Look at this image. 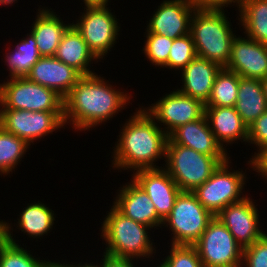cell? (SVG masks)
Returning a JSON list of instances; mask_svg holds the SVG:
<instances>
[{
	"label": "cell",
	"instance_id": "obj_17",
	"mask_svg": "<svg viewBox=\"0 0 267 267\" xmlns=\"http://www.w3.org/2000/svg\"><path fill=\"white\" fill-rule=\"evenodd\" d=\"M82 75L55 56H42L33 66L27 78L54 90L64 98Z\"/></svg>",
	"mask_w": 267,
	"mask_h": 267
},
{
	"label": "cell",
	"instance_id": "obj_5",
	"mask_svg": "<svg viewBox=\"0 0 267 267\" xmlns=\"http://www.w3.org/2000/svg\"><path fill=\"white\" fill-rule=\"evenodd\" d=\"M165 159L166 170L180 190L192 192L204 184L218 166L229 158L201 154L191 148L173 144L168 139Z\"/></svg>",
	"mask_w": 267,
	"mask_h": 267
},
{
	"label": "cell",
	"instance_id": "obj_2",
	"mask_svg": "<svg viewBox=\"0 0 267 267\" xmlns=\"http://www.w3.org/2000/svg\"><path fill=\"white\" fill-rule=\"evenodd\" d=\"M122 130L114 150V167L156 168L153 162L162 155L166 157L168 134L156 125L146 110H138Z\"/></svg>",
	"mask_w": 267,
	"mask_h": 267
},
{
	"label": "cell",
	"instance_id": "obj_31",
	"mask_svg": "<svg viewBox=\"0 0 267 267\" xmlns=\"http://www.w3.org/2000/svg\"><path fill=\"white\" fill-rule=\"evenodd\" d=\"M197 56L191 34L173 40L168 57V67L184 69Z\"/></svg>",
	"mask_w": 267,
	"mask_h": 267
},
{
	"label": "cell",
	"instance_id": "obj_15",
	"mask_svg": "<svg viewBox=\"0 0 267 267\" xmlns=\"http://www.w3.org/2000/svg\"><path fill=\"white\" fill-rule=\"evenodd\" d=\"M133 180L147 193L158 216L164 220L171 213L175 199L181 192L167 170L165 168L137 170Z\"/></svg>",
	"mask_w": 267,
	"mask_h": 267
},
{
	"label": "cell",
	"instance_id": "obj_16",
	"mask_svg": "<svg viewBox=\"0 0 267 267\" xmlns=\"http://www.w3.org/2000/svg\"><path fill=\"white\" fill-rule=\"evenodd\" d=\"M225 68L240 77L264 79L267 76V45L248 37L234 38Z\"/></svg>",
	"mask_w": 267,
	"mask_h": 267
},
{
	"label": "cell",
	"instance_id": "obj_24",
	"mask_svg": "<svg viewBox=\"0 0 267 267\" xmlns=\"http://www.w3.org/2000/svg\"><path fill=\"white\" fill-rule=\"evenodd\" d=\"M234 107L247 127L267 111L262 81L239 76L238 96Z\"/></svg>",
	"mask_w": 267,
	"mask_h": 267
},
{
	"label": "cell",
	"instance_id": "obj_20",
	"mask_svg": "<svg viewBox=\"0 0 267 267\" xmlns=\"http://www.w3.org/2000/svg\"><path fill=\"white\" fill-rule=\"evenodd\" d=\"M220 70L218 64L196 56L183 69L184 88L178 91L205 104L211 94L216 74Z\"/></svg>",
	"mask_w": 267,
	"mask_h": 267
},
{
	"label": "cell",
	"instance_id": "obj_8",
	"mask_svg": "<svg viewBox=\"0 0 267 267\" xmlns=\"http://www.w3.org/2000/svg\"><path fill=\"white\" fill-rule=\"evenodd\" d=\"M193 246L204 267H242L244 264L243 248L216 216Z\"/></svg>",
	"mask_w": 267,
	"mask_h": 267
},
{
	"label": "cell",
	"instance_id": "obj_38",
	"mask_svg": "<svg viewBox=\"0 0 267 267\" xmlns=\"http://www.w3.org/2000/svg\"><path fill=\"white\" fill-rule=\"evenodd\" d=\"M253 165L254 170H258L256 172L261 173L267 179V148L262 151L253 161H250Z\"/></svg>",
	"mask_w": 267,
	"mask_h": 267
},
{
	"label": "cell",
	"instance_id": "obj_42",
	"mask_svg": "<svg viewBox=\"0 0 267 267\" xmlns=\"http://www.w3.org/2000/svg\"><path fill=\"white\" fill-rule=\"evenodd\" d=\"M70 267H75V265H69ZM76 267H98L97 265L95 266V265H91V264H85V265H77ZM100 267H102V265L100 266Z\"/></svg>",
	"mask_w": 267,
	"mask_h": 267
},
{
	"label": "cell",
	"instance_id": "obj_25",
	"mask_svg": "<svg viewBox=\"0 0 267 267\" xmlns=\"http://www.w3.org/2000/svg\"><path fill=\"white\" fill-rule=\"evenodd\" d=\"M239 10L247 37L267 45V0H244Z\"/></svg>",
	"mask_w": 267,
	"mask_h": 267
},
{
	"label": "cell",
	"instance_id": "obj_6",
	"mask_svg": "<svg viewBox=\"0 0 267 267\" xmlns=\"http://www.w3.org/2000/svg\"><path fill=\"white\" fill-rule=\"evenodd\" d=\"M0 107L26 111L63 112V98L54 90L30 81L11 78L0 84Z\"/></svg>",
	"mask_w": 267,
	"mask_h": 267
},
{
	"label": "cell",
	"instance_id": "obj_39",
	"mask_svg": "<svg viewBox=\"0 0 267 267\" xmlns=\"http://www.w3.org/2000/svg\"><path fill=\"white\" fill-rule=\"evenodd\" d=\"M108 0H84L86 7H106Z\"/></svg>",
	"mask_w": 267,
	"mask_h": 267
},
{
	"label": "cell",
	"instance_id": "obj_19",
	"mask_svg": "<svg viewBox=\"0 0 267 267\" xmlns=\"http://www.w3.org/2000/svg\"><path fill=\"white\" fill-rule=\"evenodd\" d=\"M173 144L191 148L201 154L227 156L214 136L205 115L193 122L180 125L168 135Z\"/></svg>",
	"mask_w": 267,
	"mask_h": 267
},
{
	"label": "cell",
	"instance_id": "obj_3",
	"mask_svg": "<svg viewBox=\"0 0 267 267\" xmlns=\"http://www.w3.org/2000/svg\"><path fill=\"white\" fill-rule=\"evenodd\" d=\"M190 23V34L196 54L225 68L230 58L234 36L222 10L196 9Z\"/></svg>",
	"mask_w": 267,
	"mask_h": 267
},
{
	"label": "cell",
	"instance_id": "obj_36",
	"mask_svg": "<svg viewBox=\"0 0 267 267\" xmlns=\"http://www.w3.org/2000/svg\"><path fill=\"white\" fill-rule=\"evenodd\" d=\"M238 3L239 8L242 6L244 0H192L193 5L199 10H222L225 4Z\"/></svg>",
	"mask_w": 267,
	"mask_h": 267
},
{
	"label": "cell",
	"instance_id": "obj_35",
	"mask_svg": "<svg viewBox=\"0 0 267 267\" xmlns=\"http://www.w3.org/2000/svg\"><path fill=\"white\" fill-rule=\"evenodd\" d=\"M253 142L256 146H259L260 152L257 153L252 161L267 148V111H265L259 118H257L248 127V141Z\"/></svg>",
	"mask_w": 267,
	"mask_h": 267
},
{
	"label": "cell",
	"instance_id": "obj_43",
	"mask_svg": "<svg viewBox=\"0 0 267 267\" xmlns=\"http://www.w3.org/2000/svg\"><path fill=\"white\" fill-rule=\"evenodd\" d=\"M17 0H0V4H12L13 2H15Z\"/></svg>",
	"mask_w": 267,
	"mask_h": 267
},
{
	"label": "cell",
	"instance_id": "obj_33",
	"mask_svg": "<svg viewBox=\"0 0 267 267\" xmlns=\"http://www.w3.org/2000/svg\"><path fill=\"white\" fill-rule=\"evenodd\" d=\"M158 267H204L193 245H172L170 255Z\"/></svg>",
	"mask_w": 267,
	"mask_h": 267
},
{
	"label": "cell",
	"instance_id": "obj_7",
	"mask_svg": "<svg viewBox=\"0 0 267 267\" xmlns=\"http://www.w3.org/2000/svg\"><path fill=\"white\" fill-rule=\"evenodd\" d=\"M214 217L192 192L181 191L163 224L174 233L172 245H193Z\"/></svg>",
	"mask_w": 267,
	"mask_h": 267
},
{
	"label": "cell",
	"instance_id": "obj_9",
	"mask_svg": "<svg viewBox=\"0 0 267 267\" xmlns=\"http://www.w3.org/2000/svg\"><path fill=\"white\" fill-rule=\"evenodd\" d=\"M228 163L229 160L221 163L204 184L192 191L197 200L213 216L229 204L243 199L240 193L246 177L240 171H228Z\"/></svg>",
	"mask_w": 267,
	"mask_h": 267
},
{
	"label": "cell",
	"instance_id": "obj_32",
	"mask_svg": "<svg viewBox=\"0 0 267 267\" xmlns=\"http://www.w3.org/2000/svg\"><path fill=\"white\" fill-rule=\"evenodd\" d=\"M173 39L170 37L147 33V41L144 47V53L152 64L158 66H168V57Z\"/></svg>",
	"mask_w": 267,
	"mask_h": 267
},
{
	"label": "cell",
	"instance_id": "obj_13",
	"mask_svg": "<svg viewBox=\"0 0 267 267\" xmlns=\"http://www.w3.org/2000/svg\"><path fill=\"white\" fill-rule=\"evenodd\" d=\"M253 201L245 197L229 204L216 217L226 226L236 242L244 249L259 240L265 233L257 226L259 214Z\"/></svg>",
	"mask_w": 267,
	"mask_h": 267
},
{
	"label": "cell",
	"instance_id": "obj_37",
	"mask_svg": "<svg viewBox=\"0 0 267 267\" xmlns=\"http://www.w3.org/2000/svg\"><path fill=\"white\" fill-rule=\"evenodd\" d=\"M102 267H134L132 259L117 258L104 254Z\"/></svg>",
	"mask_w": 267,
	"mask_h": 267
},
{
	"label": "cell",
	"instance_id": "obj_27",
	"mask_svg": "<svg viewBox=\"0 0 267 267\" xmlns=\"http://www.w3.org/2000/svg\"><path fill=\"white\" fill-rule=\"evenodd\" d=\"M239 75L221 68L216 74L213 88L205 107H234L237 101Z\"/></svg>",
	"mask_w": 267,
	"mask_h": 267
},
{
	"label": "cell",
	"instance_id": "obj_40",
	"mask_svg": "<svg viewBox=\"0 0 267 267\" xmlns=\"http://www.w3.org/2000/svg\"><path fill=\"white\" fill-rule=\"evenodd\" d=\"M45 267H70L68 264L66 265H62V264H59V263H55V262H46V265Z\"/></svg>",
	"mask_w": 267,
	"mask_h": 267
},
{
	"label": "cell",
	"instance_id": "obj_26",
	"mask_svg": "<svg viewBox=\"0 0 267 267\" xmlns=\"http://www.w3.org/2000/svg\"><path fill=\"white\" fill-rule=\"evenodd\" d=\"M11 227L2 222V238L0 239V267H45L47 261L36 260L12 238Z\"/></svg>",
	"mask_w": 267,
	"mask_h": 267
},
{
	"label": "cell",
	"instance_id": "obj_34",
	"mask_svg": "<svg viewBox=\"0 0 267 267\" xmlns=\"http://www.w3.org/2000/svg\"><path fill=\"white\" fill-rule=\"evenodd\" d=\"M242 257L246 267H267V234L244 248Z\"/></svg>",
	"mask_w": 267,
	"mask_h": 267
},
{
	"label": "cell",
	"instance_id": "obj_28",
	"mask_svg": "<svg viewBox=\"0 0 267 267\" xmlns=\"http://www.w3.org/2000/svg\"><path fill=\"white\" fill-rule=\"evenodd\" d=\"M16 51L6 55V62L9 65L10 78L27 77L32 66L42 57L38 51L34 36L30 34L17 44Z\"/></svg>",
	"mask_w": 267,
	"mask_h": 267
},
{
	"label": "cell",
	"instance_id": "obj_12",
	"mask_svg": "<svg viewBox=\"0 0 267 267\" xmlns=\"http://www.w3.org/2000/svg\"><path fill=\"white\" fill-rule=\"evenodd\" d=\"M157 102L150 106L147 113L168 126L165 131L168 135L180 125L196 121L205 115L203 102L177 90Z\"/></svg>",
	"mask_w": 267,
	"mask_h": 267
},
{
	"label": "cell",
	"instance_id": "obj_21",
	"mask_svg": "<svg viewBox=\"0 0 267 267\" xmlns=\"http://www.w3.org/2000/svg\"><path fill=\"white\" fill-rule=\"evenodd\" d=\"M205 117L208 123H211V131L222 146L223 142L230 143L237 139L248 141V127L235 107H205Z\"/></svg>",
	"mask_w": 267,
	"mask_h": 267
},
{
	"label": "cell",
	"instance_id": "obj_30",
	"mask_svg": "<svg viewBox=\"0 0 267 267\" xmlns=\"http://www.w3.org/2000/svg\"><path fill=\"white\" fill-rule=\"evenodd\" d=\"M28 146L25 140L6 132L0 126V171L3 174L12 172Z\"/></svg>",
	"mask_w": 267,
	"mask_h": 267
},
{
	"label": "cell",
	"instance_id": "obj_29",
	"mask_svg": "<svg viewBox=\"0 0 267 267\" xmlns=\"http://www.w3.org/2000/svg\"><path fill=\"white\" fill-rule=\"evenodd\" d=\"M19 227L30 236H42L53 226L54 213L42 203L30 204L22 212Z\"/></svg>",
	"mask_w": 267,
	"mask_h": 267
},
{
	"label": "cell",
	"instance_id": "obj_1",
	"mask_svg": "<svg viewBox=\"0 0 267 267\" xmlns=\"http://www.w3.org/2000/svg\"><path fill=\"white\" fill-rule=\"evenodd\" d=\"M111 87L98 75L82 76L63 98L64 123L71 118L75 129L87 130L112 118L129 98Z\"/></svg>",
	"mask_w": 267,
	"mask_h": 267
},
{
	"label": "cell",
	"instance_id": "obj_18",
	"mask_svg": "<svg viewBox=\"0 0 267 267\" xmlns=\"http://www.w3.org/2000/svg\"><path fill=\"white\" fill-rule=\"evenodd\" d=\"M131 183L123 186L113 206L126 217L150 228L163 224L147 193L134 180Z\"/></svg>",
	"mask_w": 267,
	"mask_h": 267
},
{
	"label": "cell",
	"instance_id": "obj_22",
	"mask_svg": "<svg viewBox=\"0 0 267 267\" xmlns=\"http://www.w3.org/2000/svg\"><path fill=\"white\" fill-rule=\"evenodd\" d=\"M55 57L66 65L73 67L82 76L95 74L87 67L92 59L97 60L98 58L89 49L82 35L73 25L64 33Z\"/></svg>",
	"mask_w": 267,
	"mask_h": 267
},
{
	"label": "cell",
	"instance_id": "obj_4",
	"mask_svg": "<svg viewBox=\"0 0 267 267\" xmlns=\"http://www.w3.org/2000/svg\"><path fill=\"white\" fill-rule=\"evenodd\" d=\"M147 228L150 227L126 217L113 206L102 226L101 236L108 244L104 253L125 259L141 256L149 258L154 249Z\"/></svg>",
	"mask_w": 267,
	"mask_h": 267
},
{
	"label": "cell",
	"instance_id": "obj_41",
	"mask_svg": "<svg viewBox=\"0 0 267 267\" xmlns=\"http://www.w3.org/2000/svg\"><path fill=\"white\" fill-rule=\"evenodd\" d=\"M263 84L264 94L267 101V76L261 80Z\"/></svg>",
	"mask_w": 267,
	"mask_h": 267
},
{
	"label": "cell",
	"instance_id": "obj_44",
	"mask_svg": "<svg viewBox=\"0 0 267 267\" xmlns=\"http://www.w3.org/2000/svg\"><path fill=\"white\" fill-rule=\"evenodd\" d=\"M2 238V222L0 221V239Z\"/></svg>",
	"mask_w": 267,
	"mask_h": 267
},
{
	"label": "cell",
	"instance_id": "obj_11",
	"mask_svg": "<svg viewBox=\"0 0 267 267\" xmlns=\"http://www.w3.org/2000/svg\"><path fill=\"white\" fill-rule=\"evenodd\" d=\"M85 11L80 22L72 25L82 35L93 54L98 59L103 58L116 42L118 22L107 7H87Z\"/></svg>",
	"mask_w": 267,
	"mask_h": 267
},
{
	"label": "cell",
	"instance_id": "obj_23",
	"mask_svg": "<svg viewBox=\"0 0 267 267\" xmlns=\"http://www.w3.org/2000/svg\"><path fill=\"white\" fill-rule=\"evenodd\" d=\"M71 25H63L52 11L40 10L31 30L40 55L55 56L64 33Z\"/></svg>",
	"mask_w": 267,
	"mask_h": 267
},
{
	"label": "cell",
	"instance_id": "obj_10",
	"mask_svg": "<svg viewBox=\"0 0 267 267\" xmlns=\"http://www.w3.org/2000/svg\"><path fill=\"white\" fill-rule=\"evenodd\" d=\"M63 112L0 110V126L29 145L40 137L64 126Z\"/></svg>",
	"mask_w": 267,
	"mask_h": 267
},
{
	"label": "cell",
	"instance_id": "obj_14",
	"mask_svg": "<svg viewBox=\"0 0 267 267\" xmlns=\"http://www.w3.org/2000/svg\"><path fill=\"white\" fill-rule=\"evenodd\" d=\"M158 7L149 22L147 33L170 37L173 40L190 33L191 13L196 10L192 0H167Z\"/></svg>",
	"mask_w": 267,
	"mask_h": 267
}]
</instances>
